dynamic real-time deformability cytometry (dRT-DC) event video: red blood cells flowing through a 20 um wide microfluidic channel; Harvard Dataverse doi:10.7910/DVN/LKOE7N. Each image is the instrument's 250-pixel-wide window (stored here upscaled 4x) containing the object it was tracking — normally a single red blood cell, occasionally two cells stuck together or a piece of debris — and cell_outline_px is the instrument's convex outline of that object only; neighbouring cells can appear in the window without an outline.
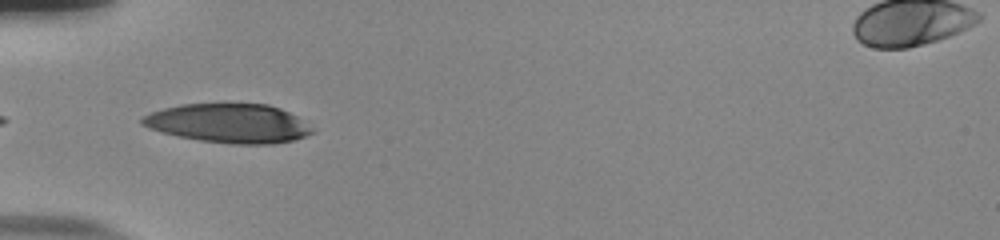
{"species": "human", "species_latin": "Homo sapiens", "temperature_condition": "room temperature", "stored_images_in_passage": 23, "camera_frame_rate_fps": 3000, "um_per_image_px": 0.085, "donor": {"sex": "male"}, "frame": {"image": 1, "passage_image": 1, "time_ms": 0.0, "image_size_px": [1000, 240], "cell_outline_px": [[316, 132], [292, 140], [272, 144], [232, 144], [200, 140], [160, 132], [140, 124], [140, 120], [144, 116], [152, 112], [164, 108], [184, 104], [268, 104], [280, 108], [296, 116], [312, 128]], "centroid_in_image_um": [19.44, 10.48], "position_along_channel_um": 65.6, "area_um2": 38.38}}
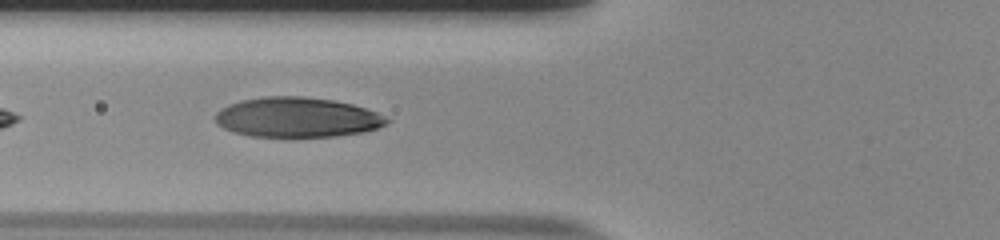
{"frame": {"image": 2, "passage_image": 4, "time_ms": 1.0, "image_size_px": [1000, 240], "cell_outline_px": [[392, 120], [380, 128], [364, 132], [336, 136], [252, 136], [232, 132], [216, 124], [216, 112], [220, 108], [228, 104], [240, 100], [264, 96], [304, 96], [332, 100], [352, 104], [376, 112]], "centroid_in_image_um": [25.25, 9.96], "position_along_channel_um": 100.6, "area_um2": 40.0}}
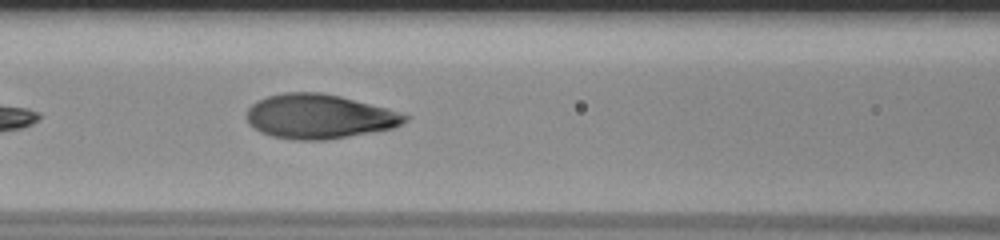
{"frame": {"image": 3, "passage_image": 7, "time_ms": 2.0, "image_size_px": [1000, 240], "cell_outline_px": [[412, 116], [408, 120], [392, 128], [348, 136], [324, 140], [296, 140], [272, 136], [260, 132], [248, 124], [248, 108], [256, 100], [268, 96], [284, 92], [320, 92], [340, 96], [388, 108]], "centroid_in_image_um": [27.13, 9.89], "position_along_channel_um": 139.5, "area_um2": 40.92}}